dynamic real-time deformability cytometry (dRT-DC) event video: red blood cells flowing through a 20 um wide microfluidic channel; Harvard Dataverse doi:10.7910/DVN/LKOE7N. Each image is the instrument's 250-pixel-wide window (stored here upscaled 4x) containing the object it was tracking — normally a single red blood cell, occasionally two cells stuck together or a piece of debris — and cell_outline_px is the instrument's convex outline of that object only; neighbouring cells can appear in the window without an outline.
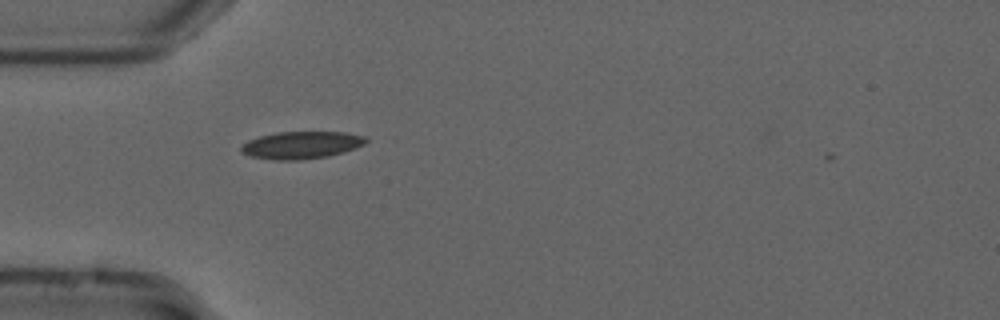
{"species": "common noctule bat (a hibernating species)", "species_latin": "Nyctalus noctula", "temperature_condition": "cold", "stored_images_in_passage": 25, "camera_frame_rate_fps": 3000, "um_per_image_px": 0.085, "animal": {"sex": "male", "forearm_length_mm": 52.5}, "frame": {"image": 1, "passage_image": 1, "time_ms": 0.0, "image_size_px": [1000, 320], "cell_outline_px": [[368, 140], [364, 144], [356, 148], [344, 152], [328, 156], [300, 160], [276, 160], [252, 156], [240, 152], [240, 148], [248, 140], [260, 136], [276, 132], [344, 132], [368, 136]], "centroid_in_image_um": [25.66, 12.32], "position_along_channel_um": 59.3, "area_um2": 19.94}}
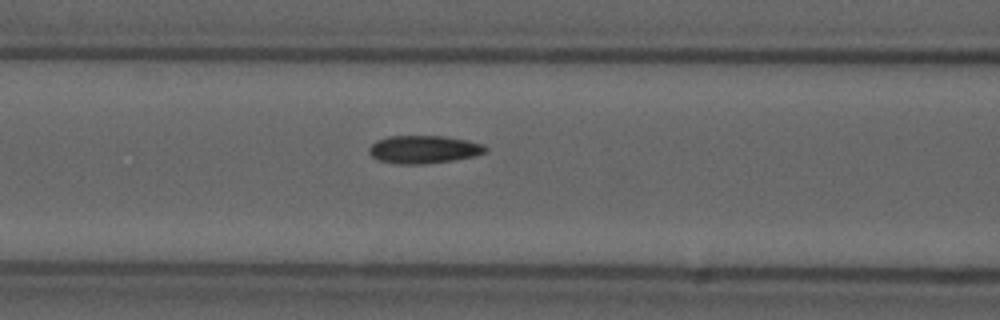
{"frame": {"image": 2, "passage_image": 7, "time_ms": 2.0, "image_size_px": [1000, 320], "cell_outline_px": [[488, 152], [476, 156], [452, 160], [420, 164], [400, 164], [376, 160], [368, 152], [368, 148], [376, 140], [388, 136], [444, 136], [468, 140], [484, 144], [488, 148]], "centroid_in_image_um": [36.03, 12.69], "position_along_channel_um": 130.6, "area_um2": 19.13}}
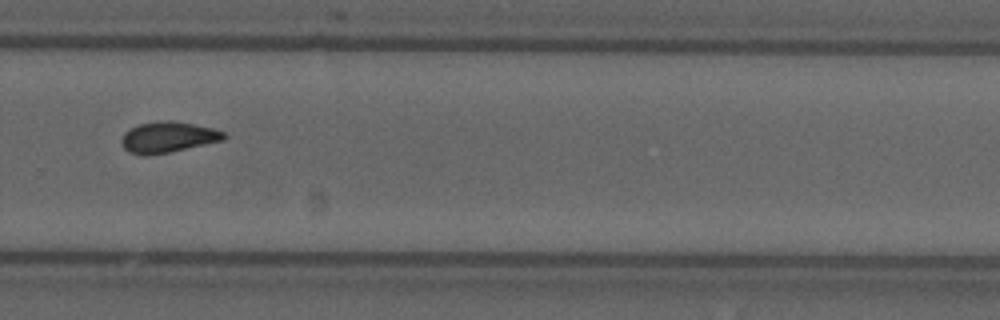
{"frame": {"image": 3, "passage_image": 22, "time_ms": 7.0, "image_size_px": [1000, 320], "cell_outline_px": [[228, 136], [224, 140], [168, 152], [148, 156], [144, 156], [128, 152], [124, 148], [120, 140], [124, 132], [140, 124], [164, 120], [168, 120], [192, 124], [212, 128], [224, 132]], "centroid_in_image_um": [14.26, 11.67], "position_along_channel_um": 315.5, "area_um2": 18.26}}